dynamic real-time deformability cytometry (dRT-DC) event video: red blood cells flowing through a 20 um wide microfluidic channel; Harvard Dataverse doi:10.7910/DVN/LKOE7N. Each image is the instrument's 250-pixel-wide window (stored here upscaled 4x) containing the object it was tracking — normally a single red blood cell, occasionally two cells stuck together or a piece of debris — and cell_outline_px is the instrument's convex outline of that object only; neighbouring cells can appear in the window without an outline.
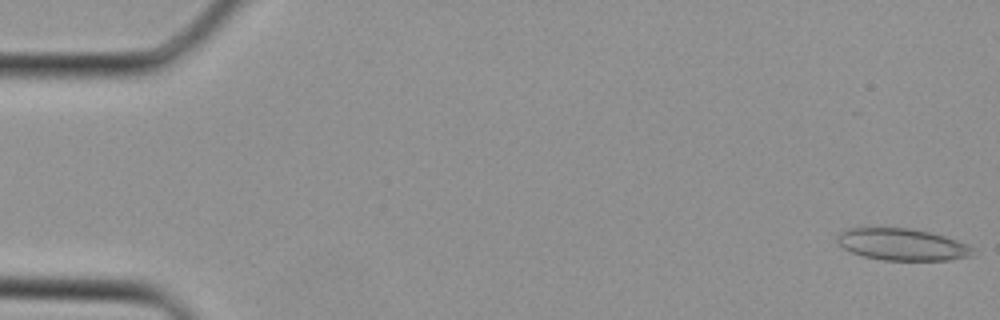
{"species": "Egyptian fruit bat (a non-hibernating species)", "species_latin": "Rousettus aegyptiacus", "temperature_condition": "cold", "stored_images_in_passage": 36, "camera_frame_rate_fps": 3000, "um_per_image_px": 0.085, "animal": {"sex": "female"}, "frame": {"image": 1, "passage_image": 1, "time_ms": 0.0, "image_size_px": [1000, 320], "cell_outline_px": [[972, 256], [948, 260], [884, 260], [864, 256], [852, 252], [844, 248], [836, 240], [836, 236], [840, 232], [848, 228], [912, 228], [944, 236], [968, 244], [972, 248]], "centroid_in_image_um": [76.67, 20.78], "position_along_channel_um": 8.3, "area_um2": 24.97}}
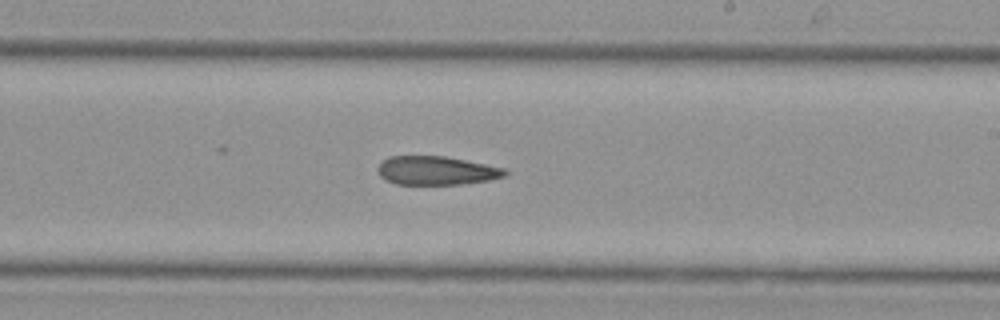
{"frame": {"image": 2, "passage_image": 21, "time_ms": 6.667, "image_size_px": [1000, 320], "cell_outline_px": [[508, 172], [504, 176], [488, 180], [460, 184], [396, 184], [384, 180], [380, 176], [376, 168], [388, 156], [444, 156], [504, 168]], "centroid_in_image_um": [37.04, 14.5], "position_along_channel_um": 252.0, "area_um2": 21.1}}
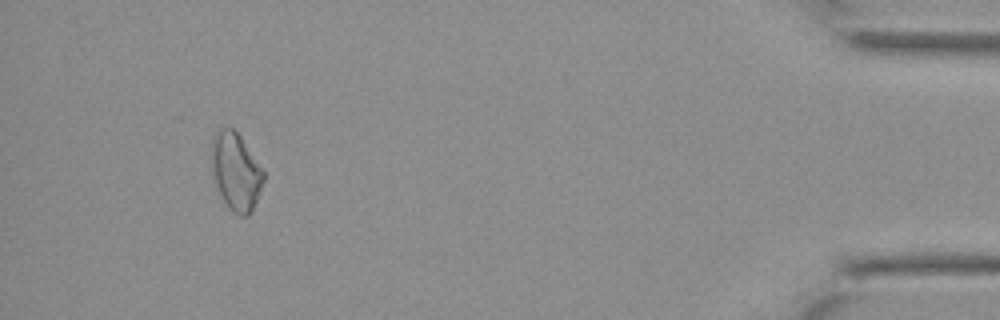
{"frame": {"image": 3, "passage_image": 33, "time_ms": 10.667, "image_size_px": [1000, 320], "cell_outline_px": [[264, 180], [252, 212], [248, 216], [240, 216], [232, 212], [228, 208], [212, 176], [212, 144], [216, 132], [220, 128], [232, 128], [240, 136], [264, 172]], "centroid_in_image_um": [20.05, 14.62], "position_along_channel_um": 415.1, "area_um2": 23.12}}